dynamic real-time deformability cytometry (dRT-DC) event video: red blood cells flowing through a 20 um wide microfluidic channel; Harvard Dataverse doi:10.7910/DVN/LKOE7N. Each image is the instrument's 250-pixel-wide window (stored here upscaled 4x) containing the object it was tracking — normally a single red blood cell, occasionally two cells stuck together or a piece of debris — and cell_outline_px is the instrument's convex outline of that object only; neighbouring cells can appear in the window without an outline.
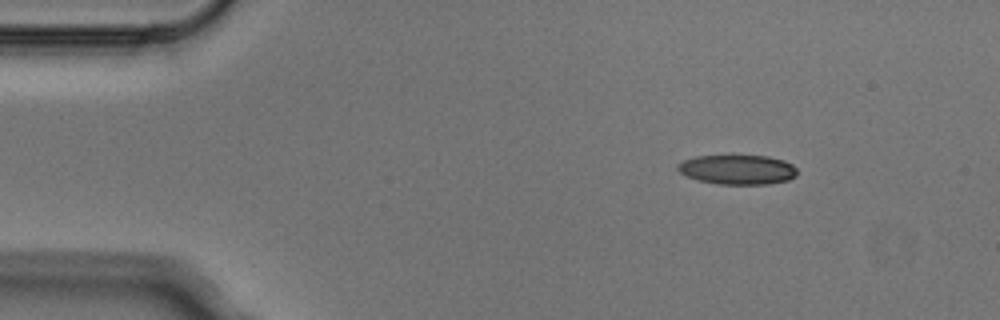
{"species": "Egyptian fruit bat (a non-hibernating species)", "species_latin": "Rousettus aegyptiacus", "temperature_condition": "cold", "stored_images_in_passage": 3, "camera_frame_rate_fps": 3000, "um_per_image_px": 0.085, "animal": {"sex": "male"}, "frame": {"image": 1, "passage_image": 1, "time_ms": 0.0, "image_size_px": [1000, 320], "cell_outline_px": [[796, 176], [788, 180], [768, 184], [716, 184], [696, 180], [684, 176], [676, 168], [676, 164], [684, 160], [696, 156], [768, 156], [784, 160], [792, 164], [796, 168]], "centroid_in_image_um": [62.66, 14.42], "position_along_channel_um": 22.3, "area_um2": 20.75}}